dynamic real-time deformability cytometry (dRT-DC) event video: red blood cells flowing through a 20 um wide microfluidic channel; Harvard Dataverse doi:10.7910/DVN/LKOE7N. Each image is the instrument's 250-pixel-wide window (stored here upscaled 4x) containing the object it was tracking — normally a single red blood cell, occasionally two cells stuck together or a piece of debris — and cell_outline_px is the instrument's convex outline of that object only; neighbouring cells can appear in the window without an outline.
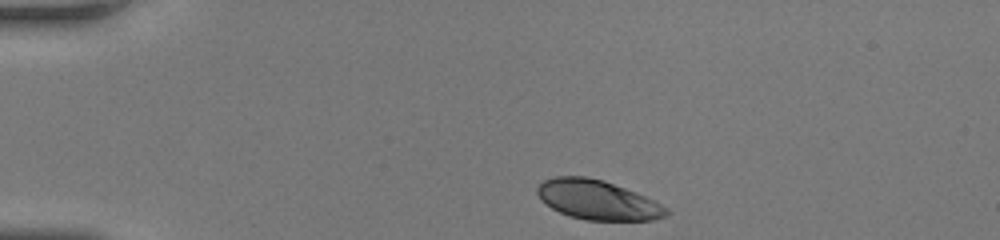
{"species": "human", "species_latin": "Homo sapiens", "temperature_condition": "room temperature", "stored_images_in_passage": 34, "camera_frame_rate_fps": 3000, "um_per_image_px": 0.085, "donor": {"sex": "female"}, "frame": {"image": 1, "passage_image": 1, "time_ms": 0.0, "image_size_px": [1000, 240], "cell_outline_px": [[668, 212], [664, 216], [652, 220], [584, 220], [568, 216], [552, 208], [540, 200], [536, 192], [536, 188], [544, 180], [556, 176], [584, 176], [604, 180], [636, 192], [668, 208]], "centroid_in_image_um": [50.74, 16.99], "position_along_channel_um": 34.3, "area_um2": 29.59}}
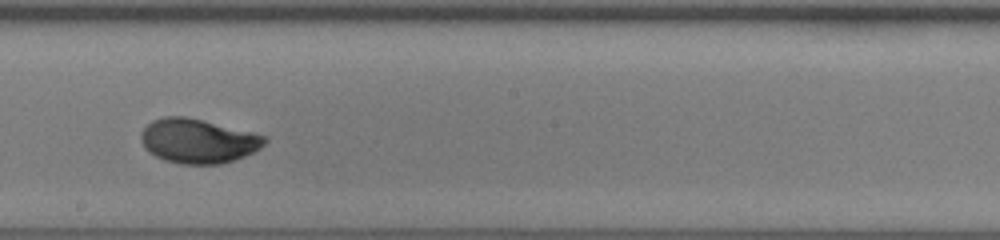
{"frame": {"image": 2, "passage_image": 20, "time_ms": 6.333, "image_size_px": [1000, 240], "cell_outline_px": [[268, 140], [260, 148], [236, 160], [220, 164], [180, 164], [164, 160], [148, 152], [144, 148], [140, 140], [140, 132], [152, 120], [164, 116], [184, 116], [252, 132], [268, 136]], "centroid_in_image_um": [16.81, 11.99], "position_along_channel_um": 231.4, "area_um2": 32.08}}
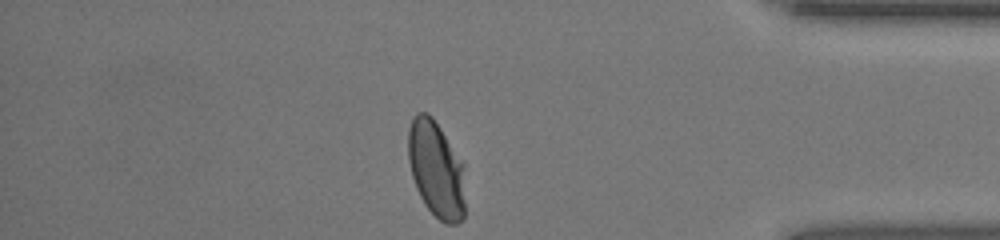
{"frame": {"image": 3, "passage_image": 34, "time_ms": 11.0, "image_size_px": [1000, 240], "cell_outline_px": [[464, 220], [456, 224], [444, 224], [424, 204], [416, 188], [412, 176], [408, 160], [408, 128], [412, 116], [416, 112], [428, 112], [432, 116], [464, 164]], "centroid_in_image_um": [37.07, 14.38], "position_along_channel_um": 398.1, "area_um2": 32.43}, "authors_computed_cell_mechanics": {"area_um2": 31.8189, "velocity_mm_per_s": 4.1418, "shape_relaxation_time_tau1_ms": 3.5796, "shape_relaxation_time_tau2_ms": null, "deformation_change_tau1": 0.1589, "deformation_change_tau2": null}}